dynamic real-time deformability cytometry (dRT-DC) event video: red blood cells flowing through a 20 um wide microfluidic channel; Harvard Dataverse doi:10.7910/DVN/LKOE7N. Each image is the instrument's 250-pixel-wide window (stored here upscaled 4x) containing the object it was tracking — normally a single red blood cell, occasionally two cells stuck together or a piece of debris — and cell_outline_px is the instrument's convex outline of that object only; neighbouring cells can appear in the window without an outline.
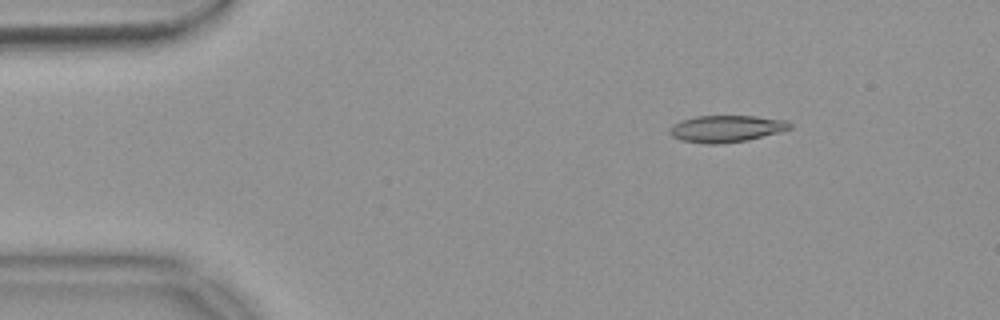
{"species": "common noctule bat (a hibernating species)", "species_latin": "Nyctalus noctula", "temperature_condition": "warm", "stored_images_in_passage": 47, "camera_frame_rate_fps": 3000, "um_per_image_px": 0.085, "animal": {"sex": "female", "body_mass_g": 18.4}, "frame": {"image": 1, "passage_image": 1, "time_ms": 0.0, "image_size_px": [1000, 320], "cell_outline_px": [[792, 128], [780, 132], [748, 140], [720, 144], [704, 144], [680, 140], [672, 136], [668, 132], [668, 128], [672, 124], [680, 120], [696, 116], [756, 116], [784, 120], [792, 124]], "centroid_in_image_um": [61.69, 10.94], "position_along_channel_um": 23.3, "area_um2": 19.02}}
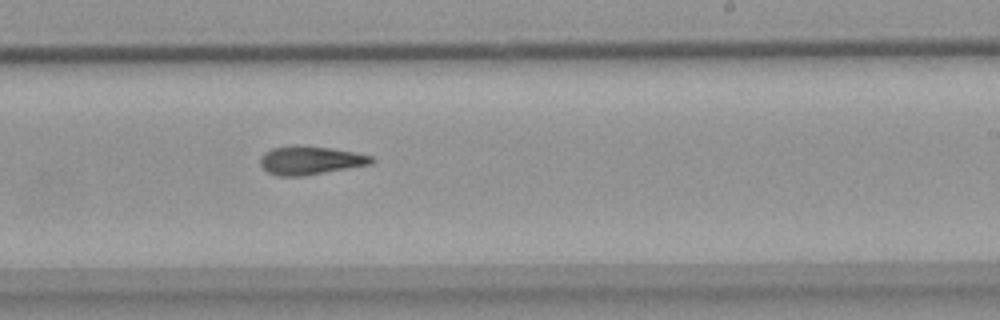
{"frame": {"image": 2, "passage_image": 26, "time_ms": 8.333, "image_size_px": [1000, 320], "cell_outline_px": [[376, 160], [372, 164], [304, 176], [276, 176], [268, 172], [260, 164], [260, 156], [264, 152], [272, 148], [296, 144], [332, 148], [356, 152], [372, 156]], "centroid_in_image_um": [26.38, 13.62], "position_along_channel_um": 262.6, "area_um2": 18.79}}
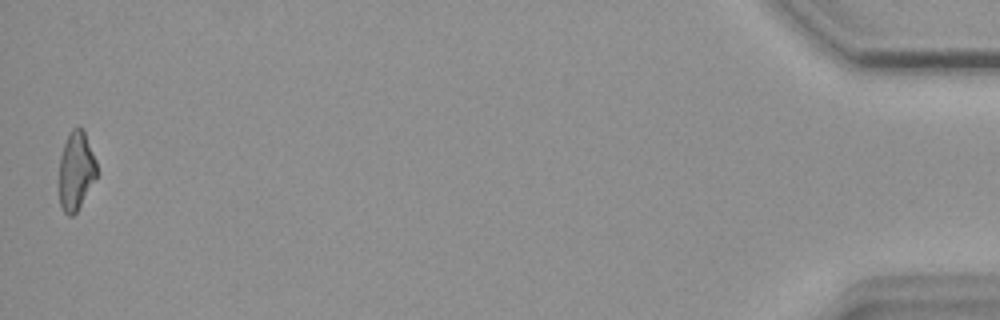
{"frame": {"image": 3, "passage_image": 47, "time_ms": 15.333, "image_size_px": [1000, 320], "cell_outline_px": [[96, 176], [76, 212], [72, 216], [68, 216], [64, 212], [60, 204], [60, 156], [68, 132], [72, 128], [84, 128], [96, 160]], "centroid_in_image_um": [6.46, 14.47], "position_along_channel_um": 428.7, "area_um2": 16.99}, "authors_computed_cell_mechanics": {"area_um2": 18.7272, "velocity_mm_per_s": 3.7276, "shape_relaxation_time_tau1_ms": null, "shape_relaxation_time_tau2_ms": 4.0696, "deformation_change_tau1": null, "deformation_change_tau2": 0.1361}}